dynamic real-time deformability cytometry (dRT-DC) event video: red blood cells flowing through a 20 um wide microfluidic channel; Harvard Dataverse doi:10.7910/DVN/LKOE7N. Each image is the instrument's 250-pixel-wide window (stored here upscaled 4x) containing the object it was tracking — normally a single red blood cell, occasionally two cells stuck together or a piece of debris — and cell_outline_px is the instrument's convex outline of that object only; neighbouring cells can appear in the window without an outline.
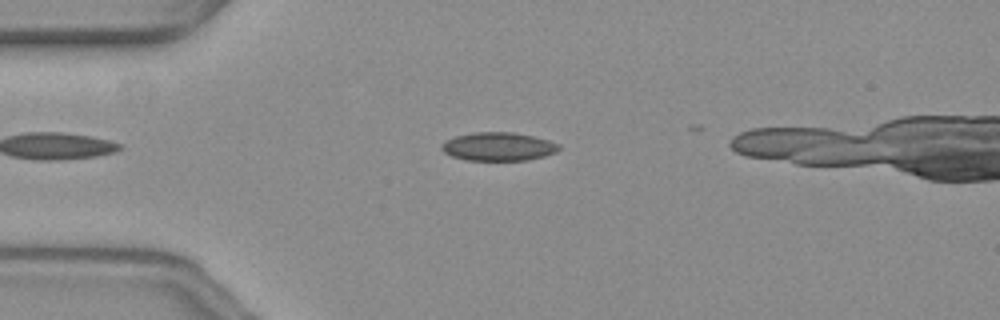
{"species": "common noctule bat (a hibernating species)", "species_latin": "Nyctalus noctula", "temperature_condition": "warm", "stored_images_in_passage": 7, "camera_frame_rate_fps": 3000, "um_per_image_px": 0.085, "animal": {"sex": "female", "body_mass_g": 19.3, "forearm_length_mm": 54.1}, "frame": {"image": 1, "passage_image": 1, "time_ms": 0.0, "image_size_px": [1000, 320], "cell_outline_px": [[560, 148], [556, 152], [544, 156], [528, 160], [468, 160], [452, 156], [444, 152], [440, 148], [440, 144], [444, 140], [456, 136], [472, 132], [512, 132], [532, 136], [548, 140], [560, 144]], "centroid_in_image_um": [42.33, 12.45], "position_along_channel_um": 42.7, "area_um2": 19.48}}
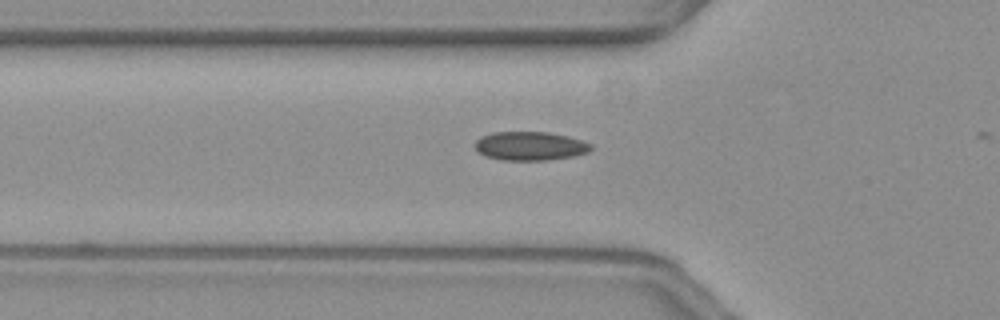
{"frame": {"image": 2, "passage_image": 6, "time_ms": 1.667, "image_size_px": [1000, 320], "cell_outline_px": [[592, 148], [588, 152], [572, 156], [544, 160], [500, 160], [484, 156], [476, 148], [476, 140], [480, 136], [492, 132], [548, 132], [568, 136], [592, 144]], "centroid_in_image_um": [45.04, 12.4], "position_along_channel_um": 80.8, "area_um2": 19.36}}